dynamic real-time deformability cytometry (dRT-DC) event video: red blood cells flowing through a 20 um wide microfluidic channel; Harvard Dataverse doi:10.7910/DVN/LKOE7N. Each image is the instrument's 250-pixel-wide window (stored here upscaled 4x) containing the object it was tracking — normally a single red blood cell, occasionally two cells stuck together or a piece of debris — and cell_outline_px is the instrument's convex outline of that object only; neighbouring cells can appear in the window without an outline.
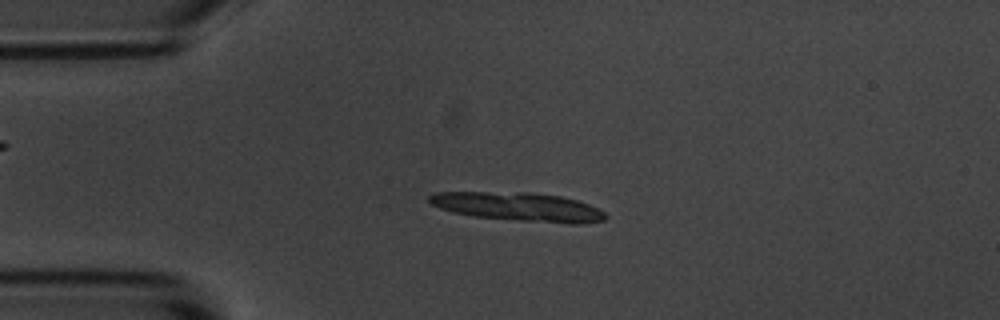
{"species": "common noctule bat (a hibernating species)", "species_latin": "Nyctalus noctula", "temperature_condition": "room temperature", "stored_images_in_passage": 3, "camera_frame_rate_fps": 3000, "um_per_image_px": 0.085, "animal": {"sex": "male", "body_mass_g": 20.1, "forearm_length_mm": 53.5}, "frame": {"image": 1, "passage_image": 3, "time_ms": 2.333, "image_size_px": [1000, 320], "cell_outline_px": [[608, 216], [604, 220], [584, 224], [572, 224], [520, 220], [472, 216], [452, 212], [440, 208], [432, 204], [428, 200], [428, 196], [436, 192], [532, 192], [560, 196], [576, 200], [588, 204], [604, 212]], "centroid_in_image_um": [44.07, 17.57], "position_along_channel_um": 40.9, "area_um2": 29.42}}